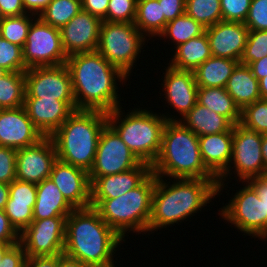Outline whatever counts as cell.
Masks as SVG:
<instances>
[{"label": "cell", "mask_w": 267, "mask_h": 267, "mask_svg": "<svg viewBox=\"0 0 267 267\" xmlns=\"http://www.w3.org/2000/svg\"><path fill=\"white\" fill-rule=\"evenodd\" d=\"M259 92L261 99L267 100V74L266 77L259 80Z\"/></svg>", "instance_id": "cell-57"}, {"label": "cell", "mask_w": 267, "mask_h": 267, "mask_svg": "<svg viewBox=\"0 0 267 267\" xmlns=\"http://www.w3.org/2000/svg\"><path fill=\"white\" fill-rule=\"evenodd\" d=\"M199 148L206 169L218 179L232 158L233 132L199 136Z\"/></svg>", "instance_id": "cell-23"}, {"label": "cell", "mask_w": 267, "mask_h": 267, "mask_svg": "<svg viewBox=\"0 0 267 267\" xmlns=\"http://www.w3.org/2000/svg\"><path fill=\"white\" fill-rule=\"evenodd\" d=\"M253 75L257 78L259 81L260 79L266 77L267 74V56L264 58L257 60L255 62H252L249 65Z\"/></svg>", "instance_id": "cell-53"}, {"label": "cell", "mask_w": 267, "mask_h": 267, "mask_svg": "<svg viewBox=\"0 0 267 267\" xmlns=\"http://www.w3.org/2000/svg\"><path fill=\"white\" fill-rule=\"evenodd\" d=\"M155 183L156 175L151 173L135 189L114 199H103L95 209L107 225L124 240L127 237L125 234L131 231L138 235L146 234L148 233Z\"/></svg>", "instance_id": "cell-7"}, {"label": "cell", "mask_w": 267, "mask_h": 267, "mask_svg": "<svg viewBox=\"0 0 267 267\" xmlns=\"http://www.w3.org/2000/svg\"><path fill=\"white\" fill-rule=\"evenodd\" d=\"M7 73H8L7 70H5L4 68L0 67V79L3 78Z\"/></svg>", "instance_id": "cell-59"}, {"label": "cell", "mask_w": 267, "mask_h": 267, "mask_svg": "<svg viewBox=\"0 0 267 267\" xmlns=\"http://www.w3.org/2000/svg\"><path fill=\"white\" fill-rule=\"evenodd\" d=\"M23 50L27 69L64 65L66 55L60 29L43 22L38 16L32 21Z\"/></svg>", "instance_id": "cell-11"}, {"label": "cell", "mask_w": 267, "mask_h": 267, "mask_svg": "<svg viewBox=\"0 0 267 267\" xmlns=\"http://www.w3.org/2000/svg\"><path fill=\"white\" fill-rule=\"evenodd\" d=\"M101 24V19L81 9L60 29L66 55L97 50Z\"/></svg>", "instance_id": "cell-16"}, {"label": "cell", "mask_w": 267, "mask_h": 267, "mask_svg": "<svg viewBox=\"0 0 267 267\" xmlns=\"http://www.w3.org/2000/svg\"><path fill=\"white\" fill-rule=\"evenodd\" d=\"M151 173V166L141 162L137 167L129 171L96 178L90 186V207L95 208L103 199H114L135 189Z\"/></svg>", "instance_id": "cell-21"}, {"label": "cell", "mask_w": 267, "mask_h": 267, "mask_svg": "<svg viewBox=\"0 0 267 267\" xmlns=\"http://www.w3.org/2000/svg\"><path fill=\"white\" fill-rule=\"evenodd\" d=\"M243 187L220 208L218 215L224 222L231 223L243 235L262 239L267 234V215L257 192L248 182H241ZM245 185V186H244Z\"/></svg>", "instance_id": "cell-10"}, {"label": "cell", "mask_w": 267, "mask_h": 267, "mask_svg": "<svg viewBox=\"0 0 267 267\" xmlns=\"http://www.w3.org/2000/svg\"><path fill=\"white\" fill-rule=\"evenodd\" d=\"M167 180H169L167 182ZM156 176L152 194L148 234L172 227L199 213L218 195L217 179H188ZM172 181V183L170 182Z\"/></svg>", "instance_id": "cell-2"}, {"label": "cell", "mask_w": 267, "mask_h": 267, "mask_svg": "<svg viewBox=\"0 0 267 267\" xmlns=\"http://www.w3.org/2000/svg\"><path fill=\"white\" fill-rule=\"evenodd\" d=\"M52 0H23L24 8L28 14L38 16Z\"/></svg>", "instance_id": "cell-52"}, {"label": "cell", "mask_w": 267, "mask_h": 267, "mask_svg": "<svg viewBox=\"0 0 267 267\" xmlns=\"http://www.w3.org/2000/svg\"><path fill=\"white\" fill-rule=\"evenodd\" d=\"M239 61L211 56L194 70L198 87L225 88Z\"/></svg>", "instance_id": "cell-28"}, {"label": "cell", "mask_w": 267, "mask_h": 267, "mask_svg": "<svg viewBox=\"0 0 267 267\" xmlns=\"http://www.w3.org/2000/svg\"><path fill=\"white\" fill-rule=\"evenodd\" d=\"M16 244H7L0 242V263L3 259L4 254L13 246Z\"/></svg>", "instance_id": "cell-58"}, {"label": "cell", "mask_w": 267, "mask_h": 267, "mask_svg": "<svg viewBox=\"0 0 267 267\" xmlns=\"http://www.w3.org/2000/svg\"><path fill=\"white\" fill-rule=\"evenodd\" d=\"M0 9L4 17L21 16L27 14L23 0H0Z\"/></svg>", "instance_id": "cell-49"}, {"label": "cell", "mask_w": 267, "mask_h": 267, "mask_svg": "<svg viewBox=\"0 0 267 267\" xmlns=\"http://www.w3.org/2000/svg\"><path fill=\"white\" fill-rule=\"evenodd\" d=\"M244 24L248 30H267V0H251Z\"/></svg>", "instance_id": "cell-43"}, {"label": "cell", "mask_w": 267, "mask_h": 267, "mask_svg": "<svg viewBox=\"0 0 267 267\" xmlns=\"http://www.w3.org/2000/svg\"><path fill=\"white\" fill-rule=\"evenodd\" d=\"M146 41L134 23L102 21L97 51L129 77Z\"/></svg>", "instance_id": "cell-8"}, {"label": "cell", "mask_w": 267, "mask_h": 267, "mask_svg": "<svg viewBox=\"0 0 267 267\" xmlns=\"http://www.w3.org/2000/svg\"><path fill=\"white\" fill-rule=\"evenodd\" d=\"M225 89L241 110L261 99L259 81L248 65L239 63L236 66Z\"/></svg>", "instance_id": "cell-26"}, {"label": "cell", "mask_w": 267, "mask_h": 267, "mask_svg": "<svg viewBox=\"0 0 267 267\" xmlns=\"http://www.w3.org/2000/svg\"><path fill=\"white\" fill-rule=\"evenodd\" d=\"M125 241L93 207L74 209L66 218L63 253L89 267L116 266L114 254Z\"/></svg>", "instance_id": "cell-3"}, {"label": "cell", "mask_w": 267, "mask_h": 267, "mask_svg": "<svg viewBox=\"0 0 267 267\" xmlns=\"http://www.w3.org/2000/svg\"><path fill=\"white\" fill-rule=\"evenodd\" d=\"M173 49L175 50L174 55L169 58L172 60L167 65L178 70L194 72L199 65L212 56L209 40L205 32Z\"/></svg>", "instance_id": "cell-27"}, {"label": "cell", "mask_w": 267, "mask_h": 267, "mask_svg": "<svg viewBox=\"0 0 267 267\" xmlns=\"http://www.w3.org/2000/svg\"><path fill=\"white\" fill-rule=\"evenodd\" d=\"M185 14L205 28L222 21L220 0H185Z\"/></svg>", "instance_id": "cell-34"}, {"label": "cell", "mask_w": 267, "mask_h": 267, "mask_svg": "<svg viewBox=\"0 0 267 267\" xmlns=\"http://www.w3.org/2000/svg\"><path fill=\"white\" fill-rule=\"evenodd\" d=\"M257 192L259 199L265 207V215H267V174L258 176L247 181Z\"/></svg>", "instance_id": "cell-51"}, {"label": "cell", "mask_w": 267, "mask_h": 267, "mask_svg": "<svg viewBox=\"0 0 267 267\" xmlns=\"http://www.w3.org/2000/svg\"><path fill=\"white\" fill-rule=\"evenodd\" d=\"M25 98L55 99L64 101L73 111L77 110L67 66H45L27 69Z\"/></svg>", "instance_id": "cell-12"}, {"label": "cell", "mask_w": 267, "mask_h": 267, "mask_svg": "<svg viewBox=\"0 0 267 267\" xmlns=\"http://www.w3.org/2000/svg\"><path fill=\"white\" fill-rule=\"evenodd\" d=\"M165 68L161 84L164 100L183 118L197 103L198 86L194 72L178 70L169 65Z\"/></svg>", "instance_id": "cell-20"}, {"label": "cell", "mask_w": 267, "mask_h": 267, "mask_svg": "<svg viewBox=\"0 0 267 267\" xmlns=\"http://www.w3.org/2000/svg\"><path fill=\"white\" fill-rule=\"evenodd\" d=\"M49 178L75 209L90 207L91 184L87 171L57 159Z\"/></svg>", "instance_id": "cell-18"}, {"label": "cell", "mask_w": 267, "mask_h": 267, "mask_svg": "<svg viewBox=\"0 0 267 267\" xmlns=\"http://www.w3.org/2000/svg\"><path fill=\"white\" fill-rule=\"evenodd\" d=\"M25 94L24 72H8L0 79V109L24 106Z\"/></svg>", "instance_id": "cell-32"}, {"label": "cell", "mask_w": 267, "mask_h": 267, "mask_svg": "<svg viewBox=\"0 0 267 267\" xmlns=\"http://www.w3.org/2000/svg\"><path fill=\"white\" fill-rule=\"evenodd\" d=\"M107 113L99 110H76L50 136L58 160L89 172L94 162Z\"/></svg>", "instance_id": "cell-5"}, {"label": "cell", "mask_w": 267, "mask_h": 267, "mask_svg": "<svg viewBox=\"0 0 267 267\" xmlns=\"http://www.w3.org/2000/svg\"><path fill=\"white\" fill-rule=\"evenodd\" d=\"M261 143L262 134L257 133L254 129L246 127L241 122H237L233 126L232 158L227 170L217 179L218 195L222 194L221 190L223 192L225 184L227 186L229 183H225L226 178L228 181L235 173L237 175L235 174L234 177L236 180L239 177V182H247L249 179L265 175Z\"/></svg>", "instance_id": "cell-9"}, {"label": "cell", "mask_w": 267, "mask_h": 267, "mask_svg": "<svg viewBox=\"0 0 267 267\" xmlns=\"http://www.w3.org/2000/svg\"><path fill=\"white\" fill-rule=\"evenodd\" d=\"M204 32V26L192 17H189L187 14H183L182 16L167 22L164 30L158 35V37L161 40L162 38H168V41L171 40L174 48H176L180 44L202 35Z\"/></svg>", "instance_id": "cell-31"}, {"label": "cell", "mask_w": 267, "mask_h": 267, "mask_svg": "<svg viewBox=\"0 0 267 267\" xmlns=\"http://www.w3.org/2000/svg\"><path fill=\"white\" fill-rule=\"evenodd\" d=\"M140 163L117 132L107 123L101 131L94 162L88 172L90 184L98 177L123 173Z\"/></svg>", "instance_id": "cell-13"}, {"label": "cell", "mask_w": 267, "mask_h": 267, "mask_svg": "<svg viewBox=\"0 0 267 267\" xmlns=\"http://www.w3.org/2000/svg\"><path fill=\"white\" fill-rule=\"evenodd\" d=\"M57 153L51 137H44L38 143L17 150L16 179L38 184L50 177Z\"/></svg>", "instance_id": "cell-15"}, {"label": "cell", "mask_w": 267, "mask_h": 267, "mask_svg": "<svg viewBox=\"0 0 267 267\" xmlns=\"http://www.w3.org/2000/svg\"><path fill=\"white\" fill-rule=\"evenodd\" d=\"M122 108L120 106L108 112L107 123L117 132L140 162L151 166L160 152L162 133L166 122L176 121V117L170 115L171 113L165 112L166 115L163 113L161 115V113L146 108L142 109V107L133 108L134 110H130L126 114L121 110Z\"/></svg>", "instance_id": "cell-6"}, {"label": "cell", "mask_w": 267, "mask_h": 267, "mask_svg": "<svg viewBox=\"0 0 267 267\" xmlns=\"http://www.w3.org/2000/svg\"><path fill=\"white\" fill-rule=\"evenodd\" d=\"M26 253L20 243L13 245L3 256L0 267H25Z\"/></svg>", "instance_id": "cell-45"}, {"label": "cell", "mask_w": 267, "mask_h": 267, "mask_svg": "<svg viewBox=\"0 0 267 267\" xmlns=\"http://www.w3.org/2000/svg\"><path fill=\"white\" fill-rule=\"evenodd\" d=\"M108 4L109 0H81L82 10L97 16L102 21L106 17Z\"/></svg>", "instance_id": "cell-48"}, {"label": "cell", "mask_w": 267, "mask_h": 267, "mask_svg": "<svg viewBox=\"0 0 267 267\" xmlns=\"http://www.w3.org/2000/svg\"><path fill=\"white\" fill-rule=\"evenodd\" d=\"M9 199V184L0 182V210H4Z\"/></svg>", "instance_id": "cell-55"}, {"label": "cell", "mask_w": 267, "mask_h": 267, "mask_svg": "<svg viewBox=\"0 0 267 267\" xmlns=\"http://www.w3.org/2000/svg\"><path fill=\"white\" fill-rule=\"evenodd\" d=\"M17 149L0 146V182L10 184L16 179Z\"/></svg>", "instance_id": "cell-44"}, {"label": "cell", "mask_w": 267, "mask_h": 267, "mask_svg": "<svg viewBox=\"0 0 267 267\" xmlns=\"http://www.w3.org/2000/svg\"><path fill=\"white\" fill-rule=\"evenodd\" d=\"M59 267H89L80 260L72 258L64 253L59 255Z\"/></svg>", "instance_id": "cell-54"}, {"label": "cell", "mask_w": 267, "mask_h": 267, "mask_svg": "<svg viewBox=\"0 0 267 267\" xmlns=\"http://www.w3.org/2000/svg\"><path fill=\"white\" fill-rule=\"evenodd\" d=\"M20 233L11 224L4 210H0V242L7 244H18Z\"/></svg>", "instance_id": "cell-46"}, {"label": "cell", "mask_w": 267, "mask_h": 267, "mask_svg": "<svg viewBox=\"0 0 267 267\" xmlns=\"http://www.w3.org/2000/svg\"><path fill=\"white\" fill-rule=\"evenodd\" d=\"M35 18V15L28 13L21 16L5 17L0 23V36L23 48L27 41L30 25Z\"/></svg>", "instance_id": "cell-35"}, {"label": "cell", "mask_w": 267, "mask_h": 267, "mask_svg": "<svg viewBox=\"0 0 267 267\" xmlns=\"http://www.w3.org/2000/svg\"><path fill=\"white\" fill-rule=\"evenodd\" d=\"M65 65L71 76L77 110L108 113L123 106L121 95L118 94V85L121 84L117 82L124 84L130 77L97 50L69 55Z\"/></svg>", "instance_id": "cell-1"}, {"label": "cell", "mask_w": 267, "mask_h": 267, "mask_svg": "<svg viewBox=\"0 0 267 267\" xmlns=\"http://www.w3.org/2000/svg\"><path fill=\"white\" fill-rule=\"evenodd\" d=\"M36 195V184L15 179L9 184L7 203L35 204Z\"/></svg>", "instance_id": "cell-41"}, {"label": "cell", "mask_w": 267, "mask_h": 267, "mask_svg": "<svg viewBox=\"0 0 267 267\" xmlns=\"http://www.w3.org/2000/svg\"><path fill=\"white\" fill-rule=\"evenodd\" d=\"M67 217L33 220L20 233L19 243L27 257L55 256L64 251Z\"/></svg>", "instance_id": "cell-14"}, {"label": "cell", "mask_w": 267, "mask_h": 267, "mask_svg": "<svg viewBox=\"0 0 267 267\" xmlns=\"http://www.w3.org/2000/svg\"><path fill=\"white\" fill-rule=\"evenodd\" d=\"M5 17H4V15H3V13H2V11H1V9H0V23H1V21L4 19Z\"/></svg>", "instance_id": "cell-60"}, {"label": "cell", "mask_w": 267, "mask_h": 267, "mask_svg": "<svg viewBox=\"0 0 267 267\" xmlns=\"http://www.w3.org/2000/svg\"><path fill=\"white\" fill-rule=\"evenodd\" d=\"M265 239V240H264ZM267 241V234L261 239V241Z\"/></svg>", "instance_id": "cell-61"}, {"label": "cell", "mask_w": 267, "mask_h": 267, "mask_svg": "<svg viewBox=\"0 0 267 267\" xmlns=\"http://www.w3.org/2000/svg\"><path fill=\"white\" fill-rule=\"evenodd\" d=\"M28 117L44 137H50L74 112L64 101L25 98Z\"/></svg>", "instance_id": "cell-22"}, {"label": "cell", "mask_w": 267, "mask_h": 267, "mask_svg": "<svg viewBox=\"0 0 267 267\" xmlns=\"http://www.w3.org/2000/svg\"><path fill=\"white\" fill-rule=\"evenodd\" d=\"M240 122L257 133H267V100H257L241 110Z\"/></svg>", "instance_id": "cell-36"}, {"label": "cell", "mask_w": 267, "mask_h": 267, "mask_svg": "<svg viewBox=\"0 0 267 267\" xmlns=\"http://www.w3.org/2000/svg\"><path fill=\"white\" fill-rule=\"evenodd\" d=\"M35 204L7 203L4 208L11 224L21 233L33 221Z\"/></svg>", "instance_id": "cell-40"}, {"label": "cell", "mask_w": 267, "mask_h": 267, "mask_svg": "<svg viewBox=\"0 0 267 267\" xmlns=\"http://www.w3.org/2000/svg\"><path fill=\"white\" fill-rule=\"evenodd\" d=\"M25 267H59V255L27 257Z\"/></svg>", "instance_id": "cell-50"}, {"label": "cell", "mask_w": 267, "mask_h": 267, "mask_svg": "<svg viewBox=\"0 0 267 267\" xmlns=\"http://www.w3.org/2000/svg\"><path fill=\"white\" fill-rule=\"evenodd\" d=\"M222 20L244 23L247 19L251 0H220Z\"/></svg>", "instance_id": "cell-42"}, {"label": "cell", "mask_w": 267, "mask_h": 267, "mask_svg": "<svg viewBox=\"0 0 267 267\" xmlns=\"http://www.w3.org/2000/svg\"><path fill=\"white\" fill-rule=\"evenodd\" d=\"M265 56H267V30H249L240 64L249 66Z\"/></svg>", "instance_id": "cell-37"}, {"label": "cell", "mask_w": 267, "mask_h": 267, "mask_svg": "<svg viewBox=\"0 0 267 267\" xmlns=\"http://www.w3.org/2000/svg\"><path fill=\"white\" fill-rule=\"evenodd\" d=\"M137 0H109L106 17L103 21L134 23Z\"/></svg>", "instance_id": "cell-39"}, {"label": "cell", "mask_w": 267, "mask_h": 267, "mask_svg": "<svg viewBox=\"0 0 267 267\" xmlns=\"http://www.w3.org/2000/svg\"><path fill=\"white\" fill-rule=\"evenodd\" d=\"M262 158L265 166V175L267 174V133L262 134L261 143Z\"/></svg>", "instance_id": "cell-56"}, {"label": "cell", "mask_w": 267, "mask_h": 267, "mask_svg": "<svg viewBox=\"0 0 267 267\" xmlns=\"http://www.w3.org/2000/svg\"><path fill=\"white\" fill-rule=\"evenodd\" d=\"M44 136L28 114L19 108L0 109V146L21 149L38 143Z\"/></svg>", "instance_id": "cell-17"}, {"label": "cell", "mask_w": 267, "mask_h": 267, "mask_svg": "<svg viewBox=\"0 0 267 267\" xmlns=\"http://www.w3.org/2000/svg\"><path fill=\"white\" fill-rule=\"evenodd\" d=\"M82 9L81 0H52L38 15L45 23L61 29Z\"/></svg>", "instance_id": "cell-33"}, {"label": "cell", "mask_w": 267, "mask_h": 267, "mask_svg": "<svg viewBox=\"0 0 267 267\" xmlns=\"http://www.w3.org/2000/svg\"><path fill=\"white\" fill-rule=\"evenodd\" d=\"M167 22L185 14V0H158Z\"/></svg>", "instance_id": "cell-47"}, {"label": "cell", "mask_w": 267, "mask_h": 267, "mask_svg": "<svg viewBox=\"0 0 267 267\" xmlns=\"http://www.w3.org/2000/svg\"><path fill=\"white\" fill-rule=\"evenodd\" d=\"M199 137L180 121H167L160 152L151 165L157 177L216 179L205 167Z\"/></svg>", "instance_id": "cell-4"}, {"label": "cell", "mask_w": 267, "mask_h": 267, "mask_svg": "<svg viewBox=\"0 0 267 267\" xmlns=\"http://www.w3.org/2000/svg\"><path fill=\"white\" fill-rule=\"evenodd\" d=\"M37 195L33 208V220L51 217H67L75 208L66 200L51 178L36 185Z\"/></svg>", "instance_id": "cell-24"}, {"label": "cell", "mask_w": 267, "mask_h": 267, "mask_svg": "<svg viewBox=\"0 0 267 267\" xmlns=\"http://www.w3.org/2000/svg\"><path fill=\"white\" fill-rule=\"evenodd\" d=\"M197 102L223 115L233 125L241 121V109L225 88L198 87Z\"/></svg>", "instance_id": "cell-29"}, {"label": "cell", "mask_w": 267, "mask_h": 267, "mask_svg": "<svg viewBox=\"0 0 267 267\" xmlns=\"http://www.w3.org/2000/svg\"><path fill=\"white\" fill-rule=\"evenodd\" d=\"M166 24L167 21L158 0H137L134 25L146 38L158 37Z\"/></svg>", "instance_id": "cell-30"}, {"label": "cell", "mask_w": 267, "mask_h": 267, "mask_svg": "<svg viewBox=\"0 0 267 267\" xmlns=\"http://www.w3.org/2000/svg\"><path fill=\"white\" fill-rule=\"evenodd\" d=\"M0 67L8 72H26L22 47L0 36Z\"/></svg>", "instance_id": "cell-38"}, {"label": "cell", "mask_w": 267, "mask_h": 267, "mask_svg": "<svg viewBox=\"0 0 267 267\" xmlns=\"http://www.w3.org/2000/svg\"><path fill=\"white\" fill-rule=\"evenodd\" d=\"M205 33L212 56L240 62L249 33L244 23L222 20L205 28Z\"/></svg>", "instance_id": "cell-19"}, {"label": "cell", "mask_w": 267, "mask_h": 267, "mask_svg": "<svg viewBox=\"0 0 267 267\" xmlns=\"http://www.w3.org/2000/svg\"><path fill=\"white\" fill-rule=\"evenodd\" d=\"M176 117V121H180L198 137L221 132H233L234 125L226 117L211 111L198 102L183 118Z\"/></svg>", "instance_id": "cell-25"}]
</instances>
